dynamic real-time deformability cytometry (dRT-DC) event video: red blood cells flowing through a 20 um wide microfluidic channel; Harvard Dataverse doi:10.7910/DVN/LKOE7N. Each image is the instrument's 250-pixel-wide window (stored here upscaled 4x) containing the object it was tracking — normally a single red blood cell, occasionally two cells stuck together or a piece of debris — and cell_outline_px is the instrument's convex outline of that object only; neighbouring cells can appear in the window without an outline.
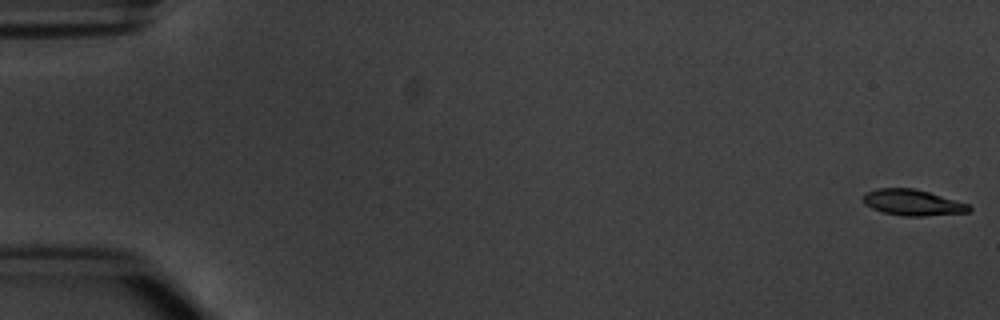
{"species": "common noctule bat (a hibernating species)", "species_latin": "Nyctalus noctula", "temperature_condition": "warm", "stored_images_in_passage": 6, "camera_frame_rate_fps": 3000, "um_per_image_px": 0.085, "animal": {"sex": "male", "body_mass_g": 20.1, "forearm_length_mm": 53.5}, "frame": {"image": 1, "passage_image": 1, "time_ms": 0.0, "image_size_px": [1000, 320], "cell_outline_px": [[972, 208], [968, 212], [920, 216], [904, 216], [884, 212], [872, 208], [864, 204], [864, 192], [876, 188], [912, 188], [928, 192], [968, 204]], "centroid_in_image_um": [77.53, 17.21], "position_along_channel_um": 7.5, "area_um2": 15.78}}